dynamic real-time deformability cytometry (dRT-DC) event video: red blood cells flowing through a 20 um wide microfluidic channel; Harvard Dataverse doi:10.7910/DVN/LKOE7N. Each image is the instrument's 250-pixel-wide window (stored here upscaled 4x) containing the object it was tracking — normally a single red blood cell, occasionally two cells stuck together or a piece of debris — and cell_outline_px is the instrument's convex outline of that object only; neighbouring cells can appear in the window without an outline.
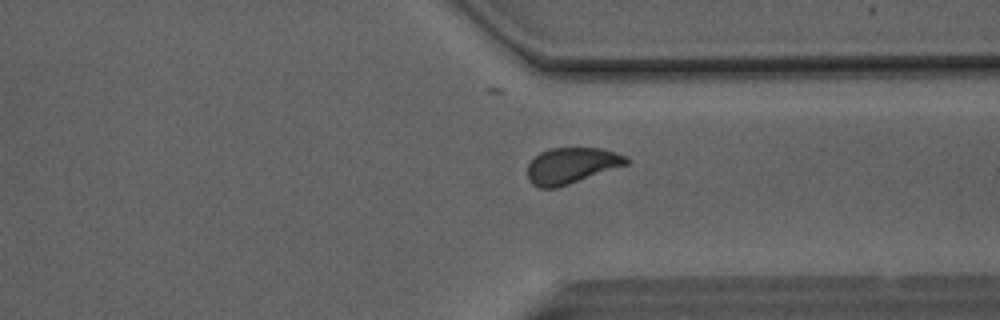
{"species": "Egyptian fruit bat (a non-hibernating species)", "species_latin": "Rousettus aegyptiacus", "temperature_condition": "room temperature", "stored_images_in_passage": 44, "camera_frame_rate_fps": 3000, "um_per_image_px": 0.085, "animal": {"sex": "male"}, "frame": {"image": 1, "passage_image": 32, "time_ms": 10.333, "image_size_px": [1000, 320], "cell_outline_px": [[628, 164], [556, 188], [540, 188], [532, 184], [528, 180], [528, 164], [540, 152], [548, 148], [604, 148], [628, 156]], "centroid_in_image_um": [48.58, 14.06], "position_along_channel_um": 362.8, "area_um2": 20.69}}
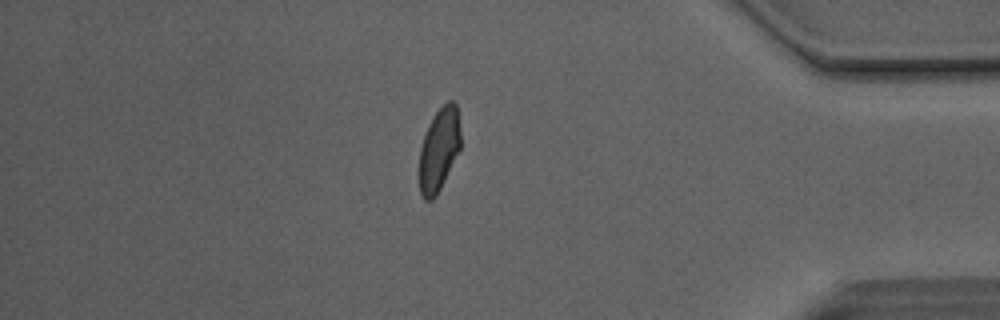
{"frame": {"image": 2, "passage_image": 37, "time_ms": 12.0, "image_size_px": [1000, 320], "cell_outline_px": [[460, 148], [436, 196], [432, 200], [424, 200], [420, 192], [420, 148], [428, 124], [432, 116], [448, 100], [452, 100], [456, 104], [460, 132]], "centroid_in_image_um": [37.31, 12.69], "position_along_channel_um": 397.9, "area_um2": 19.71}}
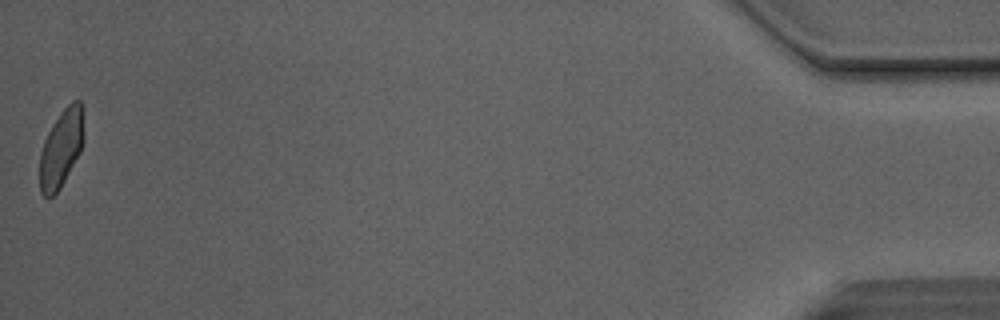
{"frame": {"image": 3, "passage_image": 44, "time_ms": 14.333, "image_size_px": [1000, 320], "cell_outline_px": [[84, 140], [80, 152], [60, 188], [48, 200], [40, 192], [40, 152], [44, 140], [52, 124], [60, 112], [72, 100], [80, 100], [84, 108]], "centroid_in_image_um": [5.23, 12.56], "position_along_channel_um": 430.0, "area_um2": 20.29}, "authors_computed_cell_mechanics": {"area_um2": 21.097, "velocity_mm_per_s": 4.1111, "shape_relaxation_time_tau1_ms": 7.8166, "shape_relaxation_time_tau2_ms": 1.4861, "deformation_change_tau1": 0.1769, "deformation_change_tau2": 0.0709}}